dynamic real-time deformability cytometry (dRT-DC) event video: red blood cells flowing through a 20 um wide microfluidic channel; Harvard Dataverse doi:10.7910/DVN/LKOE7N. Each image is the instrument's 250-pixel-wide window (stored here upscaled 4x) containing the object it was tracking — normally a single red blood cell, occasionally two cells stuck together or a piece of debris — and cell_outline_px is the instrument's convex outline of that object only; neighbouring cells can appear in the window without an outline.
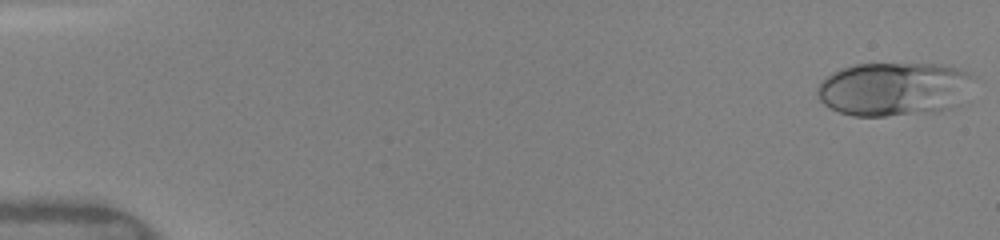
{"species": "human", "species_latin": "Homo sapiens", "temperature_condition": "warm", "stored_images_in_passage": 48, "camera_frame_rate_fps": 3000, "um_per_image_px": 0.085, "donor": {"sex": "female"}, "frame": {"image": 1, "passage_image": 1, "time_ms": 0.0, "image_size_px": [1000, 240], "cell_outline_px": [[972, 76], [952, 108], [936, 112], [884, 116], [852, 116], [840, 112], [824, 104], [816, 96], [816, 88], [820, 80], [824, 76], [840, 68], [856, 64], [940, 64], [956, 68], [968, 72]], "centroid_in_image_um": [75.83, 7.56], "position_along_channel_um": 9.2, "area_um2": 48.49}}
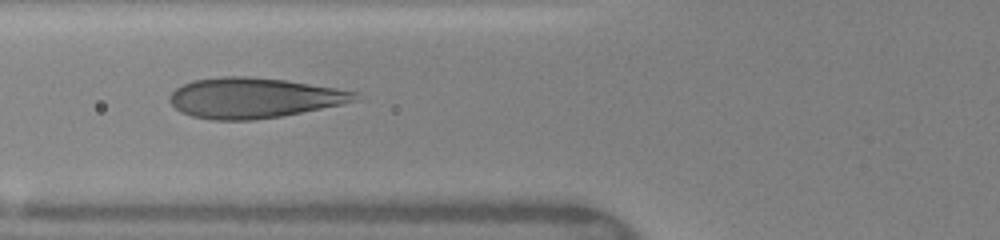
{"frame": {"image": 2, "passage_image": 19, "time_ms": 6.0, "image_size_px": [1000, 240], "cell_outline_px": [[360, 92], [348, 100], [340, 104], [280, 116], [252, 120], [212, 120], [192, 116], [180, 112], [168, 100], [168, 96], [176, 88], [192, 80], [224, 76], [248, 76], [284, 80], [336, 88]], "centroid_in_image_um": [21.45, 8.31], "position_along_channel_um": 104.4, "area_um2": 42.89}}
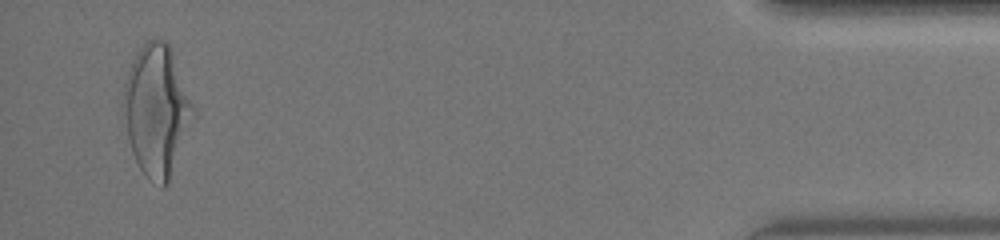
{"frame": {"image": 3, "passage_image": 47, "time_ms": 15.333, "image_size_px": [1000, 240], "cell_outline_px": [[196, 116], [168, 184], [164, 188], [160, 188], [148, 180], [140, 168], [132, 152], [128, 136], [124, 92], [124, 84], [128, 72], [140, 48], [148, 40], [164, 40], [172, 48], [196, 112]], "centroid_in_image_um": [13.38, 9.43], "position_along_channel_um": 421.8, "area_um2": 52.83}, "authors_computed_cell_mechanics": {"area_um2": 44.3326, "velocity_mm_per_s": 4.1285, "shape_relaxation_time_tau1_ms": 4.9798, "shape_relaxation_time_tau2_ms": null, "deformation_change_tau1": 0.1998, "deformation_change_tau2": null}}